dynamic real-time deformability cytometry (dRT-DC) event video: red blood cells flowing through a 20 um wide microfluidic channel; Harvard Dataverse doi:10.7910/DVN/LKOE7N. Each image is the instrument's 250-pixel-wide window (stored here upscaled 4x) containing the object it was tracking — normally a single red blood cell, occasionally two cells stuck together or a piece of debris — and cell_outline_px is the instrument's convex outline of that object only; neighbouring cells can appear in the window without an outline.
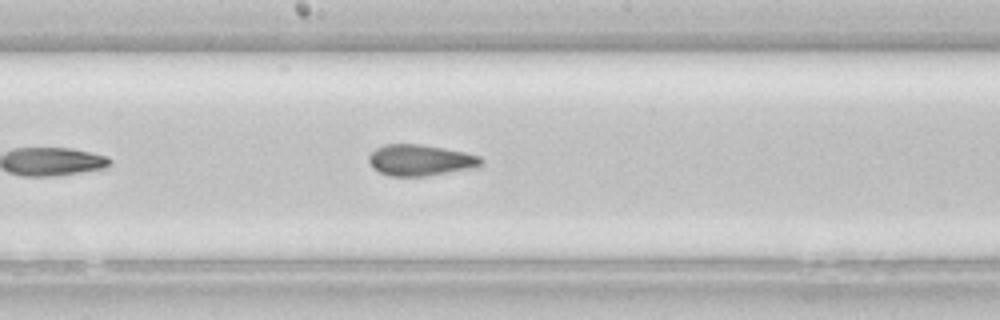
{"species": "common noctule bat (a hibernating species)", "species_latin": "Nyctalus noctula", "temperature_condition": "room temperature", "stored_images_in_passage": 22, "camera_frame_rate_fps": 3000, "um_per_image_px": 0.085, "animal": {"sex": "female", "body_mass_g": 22.7, "forearm_length_mm": 54.2}, "frame": {"image": 1, "passage_image": 13, "time_ms": 4.0, "image_size_px": [1000, 320], "cell_outline_px": [[484, 164], [476, 168], [424, 176], [388, 176], [372, 168], [368, 160], [368, 156], [376, 148], [384, 144], [420, 144], [444, 148], [464, 152], [480, 156], [484, 160]], "centroid_in_image_um": [35.74, 13.62], "position_along_channel_um": 212.5, "area_um2": 20.58}}